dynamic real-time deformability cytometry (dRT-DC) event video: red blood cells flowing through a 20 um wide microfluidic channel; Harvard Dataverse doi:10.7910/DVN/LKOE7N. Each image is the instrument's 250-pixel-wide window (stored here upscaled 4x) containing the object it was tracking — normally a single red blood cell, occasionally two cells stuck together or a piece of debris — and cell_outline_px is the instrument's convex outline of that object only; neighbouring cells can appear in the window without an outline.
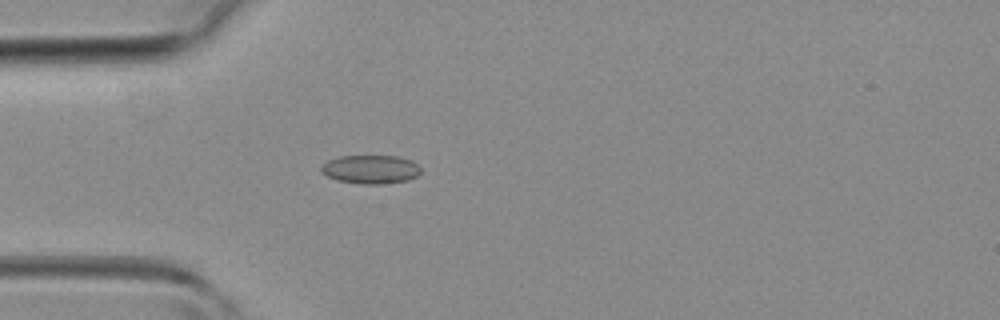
{"species": "common noctule bat (a hibernating species)", "species_latin": "Nyctalus noctula", "temperature_condition": "room temperature", "stored_images_in_passage": 33, "camera_frame_rate_fps": 3000, "um_per_image_px": 0.085, "animal": {"sex": "female", "body_mass_g": 19.3, "forearm_length_mm": 54.1}, "frame": {"image": 1, "passage_image": 1, "time_ms": 0.0, "image_size_px": [1000, 320], "cell_outline_px": [[420, 172], [416, 176], [408, 180], [380, 184], [360, 184], [336, 180], [320, 172], [320, 168], [328, 160], [340, 156], [396, 156], [412, 160], [420, 168]], "centroid_in_image_um": [31.49, 14.39], "position_along_channel_um": 53.5, "area_um2": 16.59}}
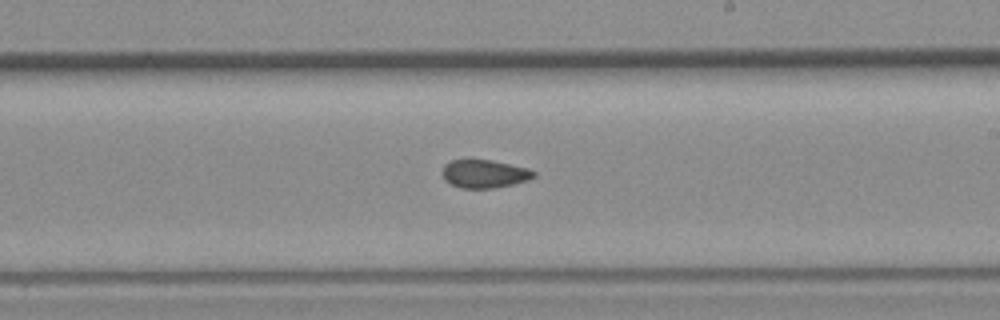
{"frame": {"image": 2, "passage_image": 14, "time_ms": 4.333, "image_size_px": [1000, 320], "cell_outline_px": [[536, 176], [528, 180], [512, 184], [492, 188], [460, 188], [444, 180], [440, 172], [444, 164], [452, 160], [468, 156], [492, 160], [528, 168], [536, 172]], "centroid_in_image_um": [41.11, 14.72], "position_along_channel_um": 247.9, "area_um2": 15.66}}
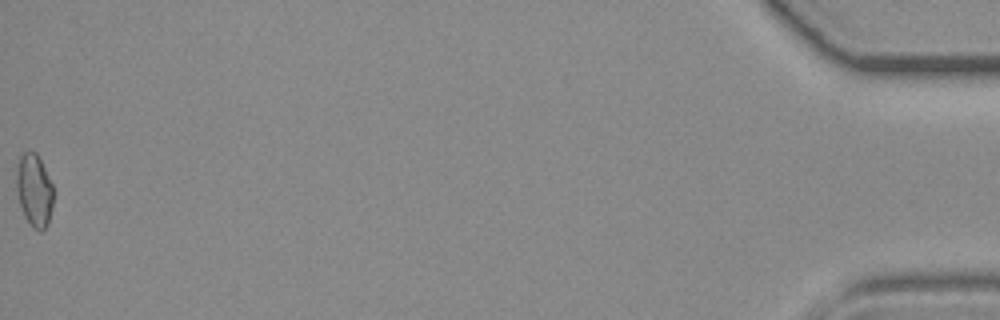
{"frame": {"image": 3, "passage_image": 33, "time_ms": 10.667, "image_size_px": [1000, 320], "cell_outline_px": [[52, 208], [48, 224], [40, 232], [32, 228], [24, 216], [20, 204], [16, 188], [16, 176], [20, 156], [24, 152], [36, 152], [52, 184]], "centroid_in_image_um": [2.9, 16.22], "position_along_channel_um": 432.3, "area_um2": 15.43}}